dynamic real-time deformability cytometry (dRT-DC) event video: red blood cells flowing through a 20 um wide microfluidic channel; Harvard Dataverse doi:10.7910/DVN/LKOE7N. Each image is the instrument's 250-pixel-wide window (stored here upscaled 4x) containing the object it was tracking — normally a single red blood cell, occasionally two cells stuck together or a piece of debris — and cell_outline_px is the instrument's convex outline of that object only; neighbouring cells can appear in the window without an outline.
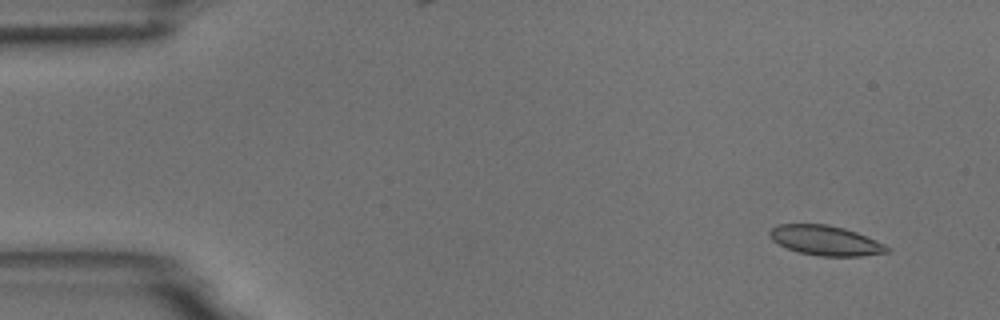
{"species": "common noctule bat (a hibernating species)", "species_latin": "Nyctalus noctula", "temperature_condition": "room temperature", "stored_images_in_passage": 6, "segment_of_instrument_passage": [2, 2], "camera_frame_rate_fps": 3000, "um_per_image_px": 0.085, "animal": {"sex": "male", "body_mass_g": 18.8}, "frame": {"image": 1, "passage_image": 6, "time_ms": 6.667, "image_size_px": [1000, 320], "cell_outline_px": [[892, 248], [888, 252], [860, 256], [820, 256], [800, 252], [788, 248], [772, 240], [768, 236], [768, 232], [776, 224], [828, 224], [844, 228], [856, 232], [884, 244]], "centroid_in_image_um": [70.15, 20.43], "position_along_channel_um": 14.8, "area_um2": 20.29}}